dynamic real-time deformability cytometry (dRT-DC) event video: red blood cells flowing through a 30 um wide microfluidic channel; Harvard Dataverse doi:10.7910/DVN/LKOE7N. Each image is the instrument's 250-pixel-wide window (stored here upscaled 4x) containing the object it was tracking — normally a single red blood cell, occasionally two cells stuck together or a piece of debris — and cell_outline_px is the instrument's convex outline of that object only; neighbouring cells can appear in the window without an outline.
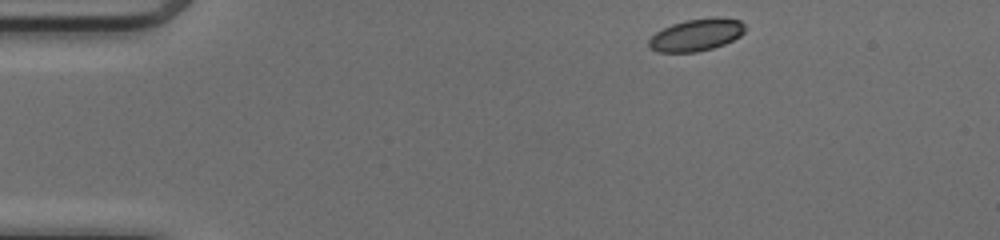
{"species": "common noctule bat (a hibernating species)", "species_latin": "Nyctalus noctula", "temperature_condition": "cold", "stored_images_in_passage": 43, "camera_frame_rate_fps": 3000, "um_per_image_px": 0.085, "animal": {"sex": "female", "body_mass_g": 17.0, "forearm_length_mm": 48.0}, "frame": {"image": 1, "passage_image": 1, "time_ms": 0.0, "image_size_px": [1000, 240], "cell_outline_px": [[744, 32], [740, 36], [724, 44], [712, 48], [696, 52], [656, 52], [648, 48], [648, 40], [656, 32], [672, 24], [684, 20], [716, 16], [720, 16], [740, 20], [744, 24]], "centroid_in_image_um": [59.18, 2.95], "position_along_channel_um": 25.8, "area_um2": 18.21}}
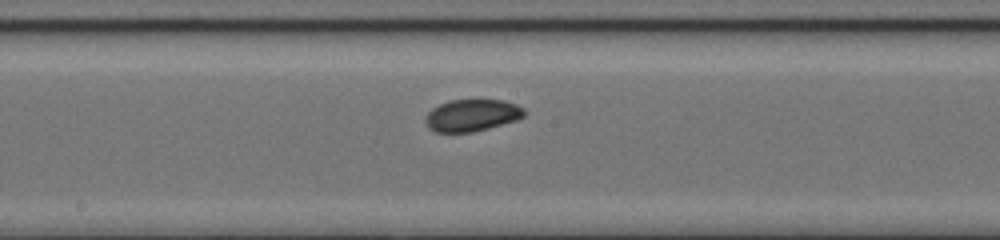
{"frame": {"image": 2, "passage_image": 20, "time_ms": 6.333, "image_size_px": [1000, 240], "cell_outline_px": [[524, 116], [516, 120], [488, 128], [472, 132], [436, 132], [428, 128], [424, 120], [428, 112], [432, 108], [448, 100], [504, 100], [516, 104], [524, 108]], "centroid_in_image_um": [40.09, 9.8], "position_along_channel_um": 208.1, "area_um2": 18.38}}
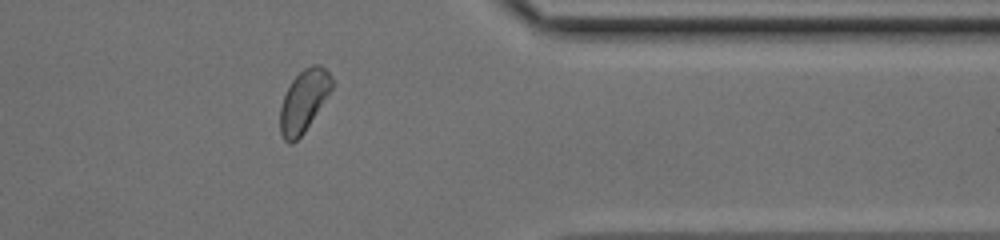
{"frame": {"image": 3, "passage_image": 34, "time_ms": 11.0, "image_size_px": [1000, 240], "cell_outline_px": [[332, 88], [304, 132], [292, 144], [288, 144], [284, 140], [280, 132], [280, 108], [284, 96], [292, 80], [304, 68], [312, 64], [320, 64], [328, 72], [332, 80]], "centroid_in_image_um": [25.8, 8.58], "position_along_channel_um": 385.6, "area_um2": 18.32}, "authors_computed_cell_mechanics": {"area_um2": 18.6116, "velocity_mm_per_s": 4.099, "shape_relaxation_time_tau1_ms": 3.1487, "shape_relaxation_time_tau2_ms": null, "deformation_change_tau1": 0.0681, "deformation_change_tau2": null}}